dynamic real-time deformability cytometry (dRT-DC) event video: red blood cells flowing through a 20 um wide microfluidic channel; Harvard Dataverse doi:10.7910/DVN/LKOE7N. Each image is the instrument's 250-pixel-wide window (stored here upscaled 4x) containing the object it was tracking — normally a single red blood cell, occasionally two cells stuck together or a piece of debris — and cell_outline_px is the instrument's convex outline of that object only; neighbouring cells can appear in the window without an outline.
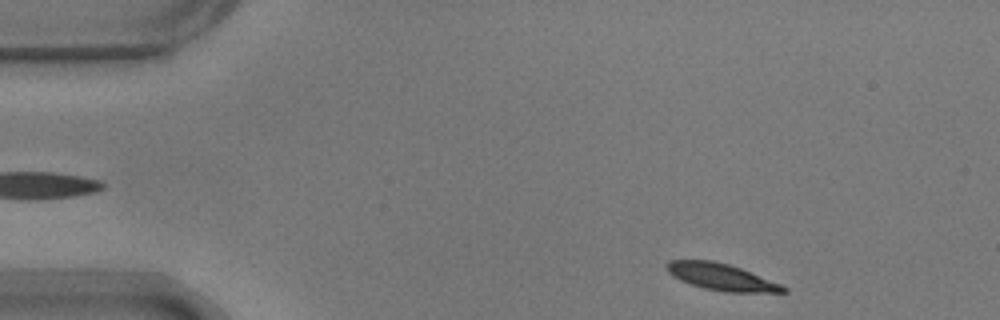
{"species": "common noctule bat (a hibernating species)", "species_latin": "Nyctalus noctula", "temperature_condition": "warm", "stored_images_in_passage": 50, "camera_frame_rate_fps": 3000, "um_per_image_px": 0.085, "animal": {"sex": "male", "body_mass_g": 17.9}, "frame": {"image": 1, "passage_image": 2, "time_ms": 0.333, "image_size_px": [1000, 320], "cell_outline_px": [[788, 292], [724, 292], [704, 288], [680, 280], [672, 276], [668, 272], [668, 260], [712, 260], [728, 264], [740, 268], [780, 284], [788, 288]], "centroid_in_image_um": [61.31, 23.54], "position_along_channel_um": 23.7, "area_um2": 17.86}}
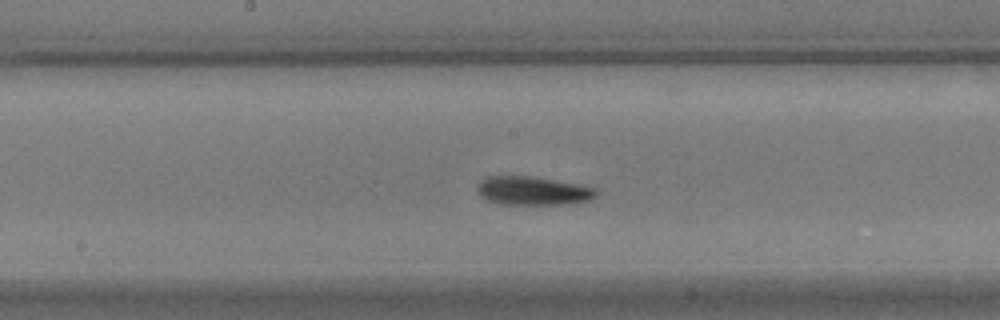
{"frame": {"image": 2, "passage_image": 23, "time_ms": 7.333, "image_size_px": [1000, 320], "cell_outline_px": [[596, 196], [588, 200], [568, 204], [504, 204], [488, 200], [480, 196], [476, 188], [480, 180], [488, 176], [532, 176], [596, 188]], "centroid_in_image_um": [45.25, 16.21], "position_along_channel_um": 203.0, "area_um2": 19.59}}
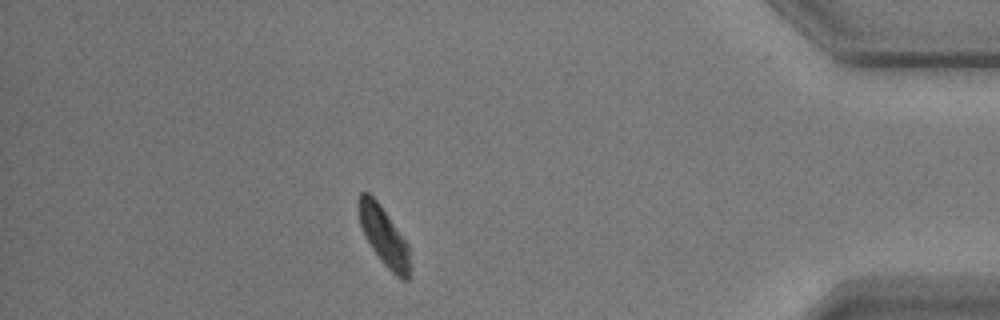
{"frame": {"image": 3, "passage_image": 43, "time_ms": 14.0, "image_size_px": [1000, 320], "cell_outline_px": [[408, 280], [404, 280], [396, 276], [380, 260], [364, 236], [360, 224], [356, 208], [356, 204], [360, 192], [368, 192], [380, 204], [408, 244]], "centroid_in_image_um": [32.55, 20.01], "position_along_channel_um": 402.6, "area_um2": 17.4}, "authors_computed_cell_mechanics": {"area_um2": 19.0451, "velocity_mm_per_s": 3.6368, "shape_relaxation_time_tau1_ms": 2.4999, "shape_relaxation_time_tau2_ms": null, "deformation_change_tau1": 0.1161, "deformation_change_tau2": null}}